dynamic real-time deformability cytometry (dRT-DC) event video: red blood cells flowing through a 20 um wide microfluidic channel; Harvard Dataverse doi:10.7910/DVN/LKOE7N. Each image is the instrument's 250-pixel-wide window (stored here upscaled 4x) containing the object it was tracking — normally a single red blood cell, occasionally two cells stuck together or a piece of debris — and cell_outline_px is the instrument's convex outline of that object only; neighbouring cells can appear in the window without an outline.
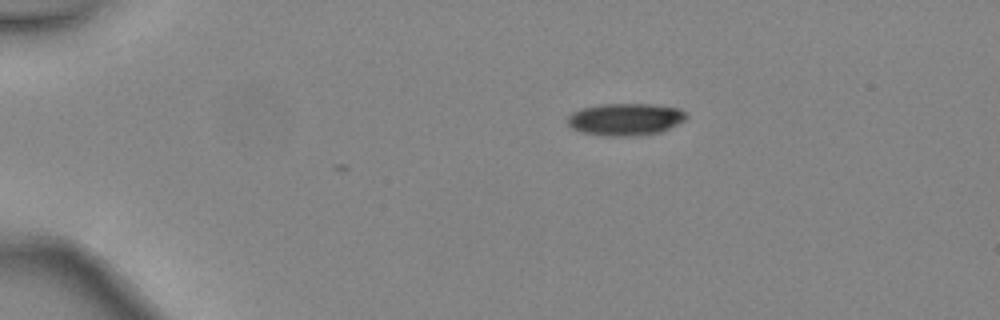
{"species": "common noctule bat (a hibernating species)", "species_latin": "Nyctalus noctula", "temperature_condition": "warm", "stored_images_in_passage": 2, "camera_frame_rate_fps": 3000, "um_per_image_px": 0.085, "animal": {"sex": "female", "body_mass_g": 24.6, "forearm_length_mm": 56.2}, "frame": {"image": 1, "passage_image": 1, "time_ms": 0.0, "image_size_px": [1000, 320], "cell_outline_px": [[688, 116], [684, 120], [660, 132], [632, 136], [600, 136], [580, 132], [572, 128], [568, 124], [568, 116], [572, 112], [580, 108], [604, 104], [652, 104], [680, 108], [688, 112]], "centroid_in_image_um": [53.15, 10.14], "position_along_channel_um": 31.9, "area_um2": 22.43}}